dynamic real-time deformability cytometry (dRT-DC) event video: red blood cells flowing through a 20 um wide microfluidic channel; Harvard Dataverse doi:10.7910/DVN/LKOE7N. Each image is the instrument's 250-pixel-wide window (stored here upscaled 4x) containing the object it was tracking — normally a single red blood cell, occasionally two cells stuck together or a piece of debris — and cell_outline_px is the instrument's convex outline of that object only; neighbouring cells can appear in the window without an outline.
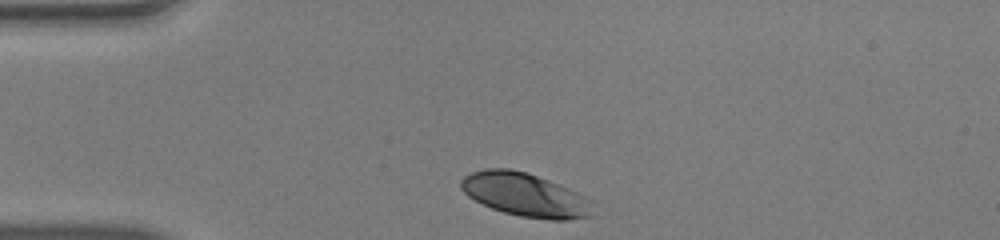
{"species": "human", "species_latin": "Homo sapiens", "temperature_condition": "warm", "stored_images_in_passage": 30, "camera_frame_rate_fps": 3000, "um_per_image_px": 0.085, "donor": {"sex": "male"}, "frame": {"image": 1, "passage_image": 1, "time_ms": 0.0, "image_size_px": [1000, 240], "cell_outline_px": [[592, 200], [588, 216], [568, 220], [548, 220], [520, 216], [504, 212], [492, 208], [468, 196], [460, 188], [460, 180], [464, 176], [472, 172], [484, 168], [508, 168], [528, 172], [588, 196]], "centroid_in_image_um": [44.62, 16.54], "position_along_channel_um": 40.4, "area_um2": 33.35}}
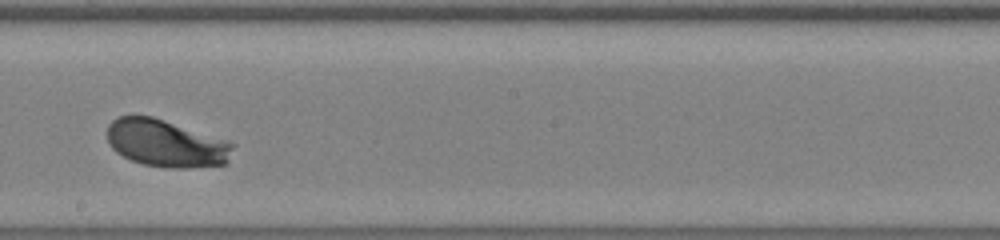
{"frame": {"image": 2, "passage_image": 18, "time_ms": 5.667, "image_size_px": [1000, 240], "cell_outline_px": [[236, 144], [228, 160], [224, 164], [188, 168], [168, 168], [144, 164], [132, 160], [116, 152], [112, 148], [108, 140], [108, 124], [112, 120], [120, 116], [152, 116]], "centroid_in_image_um": [14.1, 12.19], "position_along_channel_um": 234.1, "area_um2": 34.22}}
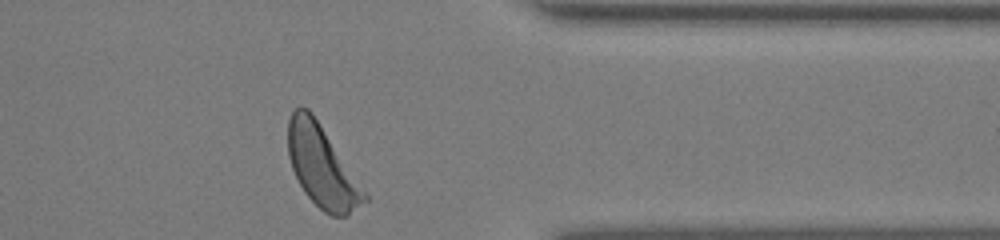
{"frame": {"image": 3, "passage_image": 30, "time_ms": 9.667, "image_size_px": [1000, 240], "cell_outline_px": [[368, 200], [348, 216], [332, 216], [324, 212], [304, 192], [292, 168], [288, 156], [288, 120], [292, 112], [300, 104], [308, 108], [312, 112], [368, 196]], "centroid_in_image_um": [27.34, 14.15], "position_along_channel_um": 384.1, "area_um2": 35.66}, "authors_computed_cell_mechanics": {"area_um2": 34.3332, "velocity_mm_per_s": 4.0313, "shape_relaxation_time_tau1_ms": 1.8501, "shape_relaxation_time_tau2_ms": null, "deformation_change_tau1": 0.1404, "deformation_change_tau2": null}}